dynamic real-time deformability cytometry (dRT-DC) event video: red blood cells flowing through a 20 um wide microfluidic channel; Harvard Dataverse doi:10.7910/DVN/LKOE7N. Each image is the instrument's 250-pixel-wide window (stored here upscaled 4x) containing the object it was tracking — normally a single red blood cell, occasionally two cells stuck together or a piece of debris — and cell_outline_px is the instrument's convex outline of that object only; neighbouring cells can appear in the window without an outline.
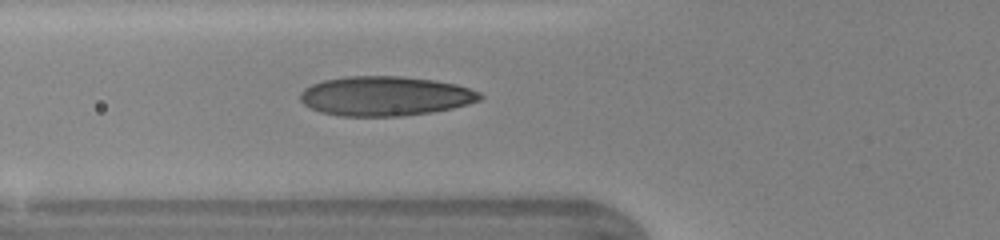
{"species": "human", "species_latin": "Homo sapiens", "temperature_condition": "warm", "stored_images_in_passage": 35, "camera_frame_rate_fps": 3000, "um_per_image_px": 0.085, "donor": {"sex": "female"}, "frame": {"image": 1, "passage_image": 6, "time_ms": 1.667, "image_size_px": [1000, 240], "cell_outline_px": [[484, 96], [480, 100], [468, 104], [452, 108], [432, 112], [400, 116], [340, 116], [320, 112], [304, 104], [300, 100], [300, 92], [304, 88], [312, 84], [324, 80], [348, 76], [400, 76], [432, 80], [456, 84], [480, 92]], "centroid_in_image_um": [32.73, 8.17], "position_along_channel_um": 93.1, "area_um2": 41.38}, "authors_computed_cell_mechanics": {"area_um2": 39.4774, "velocity_mm_per_s": 4.3837, "shape_relaxation_time_tau1_ms": 4.2648, "shape_relaxation_time_tau2_ms": null, "deformation_change_tau1": 0.2108, "deformation_change_tau2": null}}